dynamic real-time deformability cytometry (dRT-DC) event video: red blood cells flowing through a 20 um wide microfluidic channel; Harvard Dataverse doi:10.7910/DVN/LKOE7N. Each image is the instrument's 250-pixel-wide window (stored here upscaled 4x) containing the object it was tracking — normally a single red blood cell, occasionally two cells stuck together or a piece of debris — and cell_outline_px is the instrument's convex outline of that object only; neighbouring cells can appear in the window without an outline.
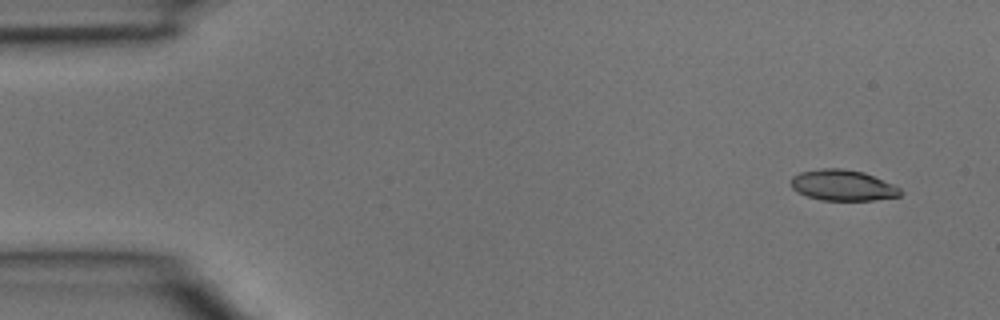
{"species": "common noctule bat (a hibernating species)", "species_latin": "Nyctalus noctula", "temperature_condition": "room temperature", "stored_images_in_passage": 3, "camera_frame_rate_fps": 3000, "um_per_image_px": 0.085, "animal": {"sex": "male", "body_mass_g": 15.6}, "frame": {"image": 1, "passage_image": 1, "time_ms": 0.0, "image_size_px": [1000, 320], "cell_outline_px": [[900, 196], [872, 200], [820, 200], [808, 196], [792, 188], [792, 176], [800, 172], [820, 168], [840, 168], [864, 172], [892, 184], [900, 188]], "centroid_in_image_um": [71.62, 15.74], "position_along_channel_um": 13.4, "area_um2": 19.42}}